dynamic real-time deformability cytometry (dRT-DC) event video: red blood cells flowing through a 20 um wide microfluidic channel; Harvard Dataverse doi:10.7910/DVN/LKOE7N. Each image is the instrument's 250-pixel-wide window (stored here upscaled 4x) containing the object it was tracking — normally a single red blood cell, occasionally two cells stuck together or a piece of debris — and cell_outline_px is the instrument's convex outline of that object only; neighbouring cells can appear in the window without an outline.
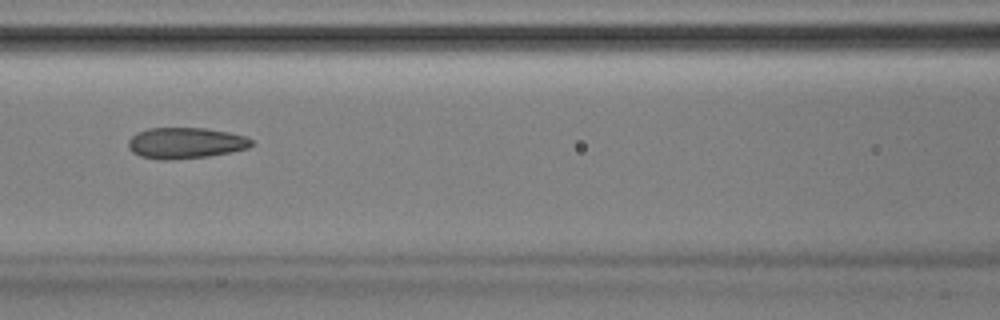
{"species": "Egyptian fruit bat (a non-hibernating species)", "species_latin": "Rousettus aegyptiacus", "temperature_condition": "room temperature", "stored_images_in_passage": 52, "camera_frame_rate_fps": 3000, "um_per_image_px": 0.085, "animal": {"sex": "male"}, "frame": {"image": 1, "passage_image": 23, "time_ms": 7.333, "image_size_px": [1000, 320], "cell_outline_px": [[252, 144], [248, 148], [232, 152], [208, 156], [168, 160], [160, 160], [140, 156], [132, 152], [128, 148], [128, 140], [136, 132], [148, 128], [204, 128], [228, 132], [244, 136], [252, 140]], "centroid_in_image_um": [15.73, 12.16], "position_along_channel_um": 150.9, "area_um2": 22.31}}
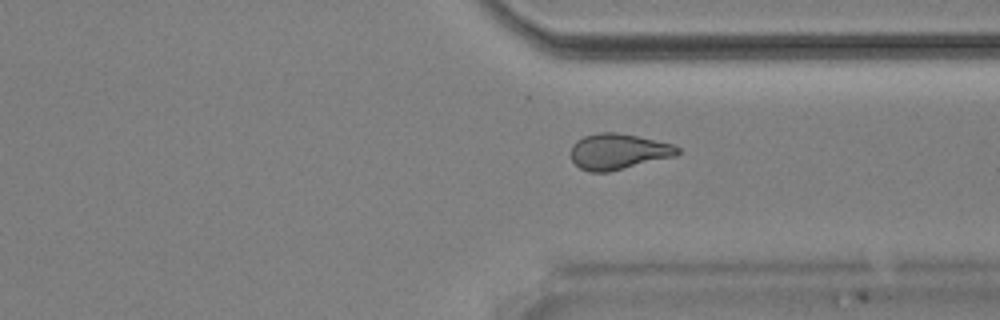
{"frame": {"image": 2, "passage_image": 39, "time_ms": 12.667, "image_size_px": [1000, 320], "cell_outline_px": [[680, 152], [676, 156], [608, 172], [588, 172], [580, 168], [572, 160], [572, 144], [576, 140], [584, 136], [600, 132], [616, 132], [636, 136], [672, 144], [680, 148]], "centroid_in_image_um": [52.55, 12.88], "position_along_channel_um": 358.9, "area_um2": 22.14}}
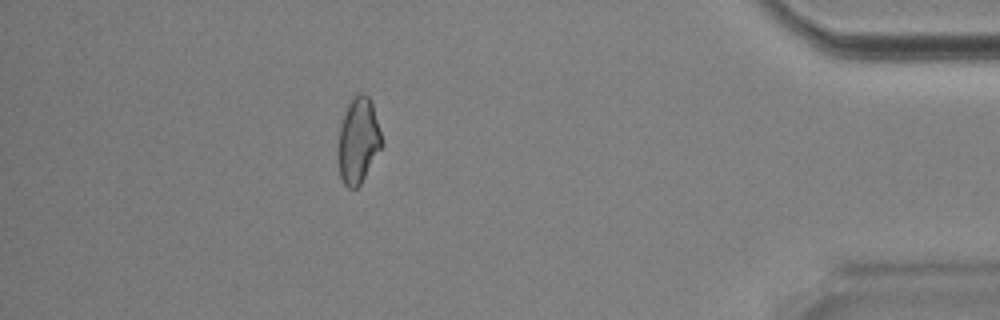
{"frame": {"image": 3, "passage_image": 46, "time_ms": 15.0, "image_size_px": [1000, 320], "cell_outline_px": [[384, 144], [360, 184], [356, 188], [348, 188], [344, 184], [340, 176], [336, 160], [336, 152], [340, 124], [348, 100], [352, 96], [360, 92], [364, 92], [372, 100]], "centroid_in_image_um": [30.42, 11.91], "position_along_channel_um": 404.8, "area_um2": 22.6}, "authors_computed_cell_mechanics": {"area_um2": 22.4264, "velocity_mm_per_s": 3.9002, "shape_relaxation_time_tau1_ms": 6.0958, "shape_relaxation_time_tau2_ms": 1.9979, "deformation_change_tau1": 0.161, "deformation_change_tau2": 0.0912}}